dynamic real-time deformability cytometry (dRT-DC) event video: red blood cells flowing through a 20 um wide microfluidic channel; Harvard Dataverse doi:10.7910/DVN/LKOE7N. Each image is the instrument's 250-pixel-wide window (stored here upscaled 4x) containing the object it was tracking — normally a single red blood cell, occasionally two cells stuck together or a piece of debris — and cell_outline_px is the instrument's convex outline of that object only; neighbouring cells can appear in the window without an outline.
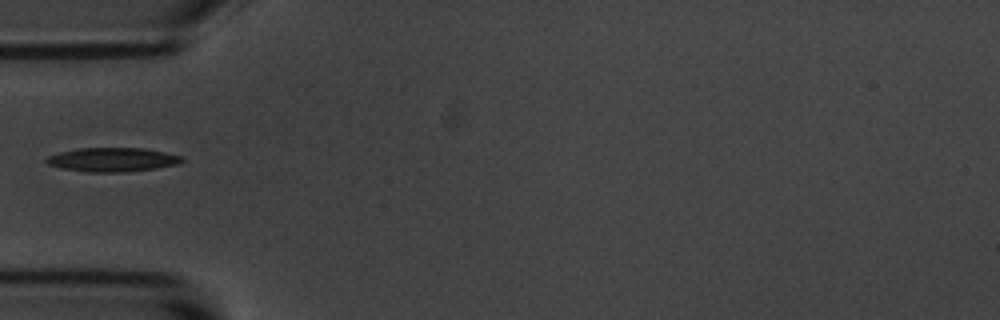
{"species": "common noctule bat (a hibernating species)", "species_latin": "Nyctalus noctula", "temperature_condition": "room temperature", "stored_images_in_passage": 16, "camera_frame_rate_fps": 3000, "um_per_image_px": 0.085, "animal": {"sex": "male", "body_mass_g": 20.1, "forearm_length_mm": 53.5}, "frame": {"image": 1, "passage_image": 1, "time_ms": 0.0, "image_size_px": [1000, 320], "cell_outline_px": [[184, 160], [180, 164], [156, 168], [124, 172], [88, 172], [64, 168], [48, 164], [44, 160], [48, 156], [60, 152], [80, 148], [144, 148], [184, 156]], "centroid_in_image_um": [9.61, 13.57], "position_along_channel_um": 75.4, "area_um2": 18.9}}
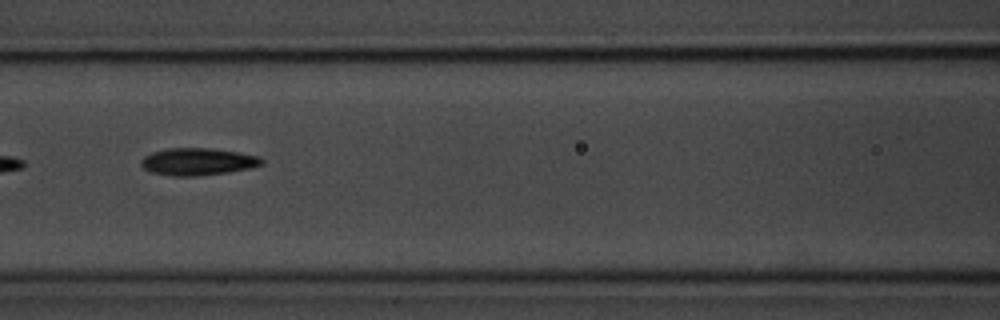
{"frame": {"image": 2, "passage_image": 7, "time_ms": 2.0, "image_size_px": [1000, 320], "cell_outline_px": [[264, 164], [252, 168], [228, 172], [196, 176], [172, 176], [152, 172], [144, 168], [140, 164], [140, 160], [144, 156], [152, 152], [168, 148], [208, 148], [236, 152], [260, 156], [264, 160]], "centroid_in_image_um": [16.82, 13.74], "position_along_channel_um": 149.8, "area_um2": 19.19}}
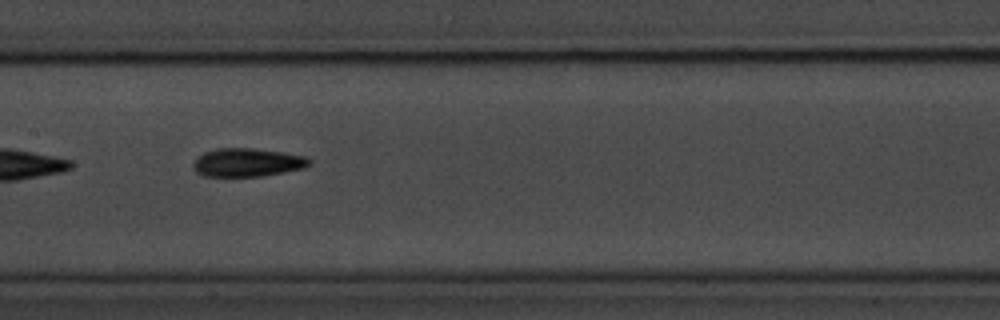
{"frame": {"image": 3, "passage_image": 10, "time_ms": 3.0, "image_size_px": [1000, 320], "cell_outline_px": [[312, 164], [304, 168], [284, 172], [260, 176], [204, 176], [196, 172], [192, 164], [204, 152], [216, 148], [252, 148], [284, 152], [304, 156], [312, 160]], "centroid_in_image_um": [21.05, 13.8], "position_along_channel_um": 186.3, "area_um2": 19.19}}